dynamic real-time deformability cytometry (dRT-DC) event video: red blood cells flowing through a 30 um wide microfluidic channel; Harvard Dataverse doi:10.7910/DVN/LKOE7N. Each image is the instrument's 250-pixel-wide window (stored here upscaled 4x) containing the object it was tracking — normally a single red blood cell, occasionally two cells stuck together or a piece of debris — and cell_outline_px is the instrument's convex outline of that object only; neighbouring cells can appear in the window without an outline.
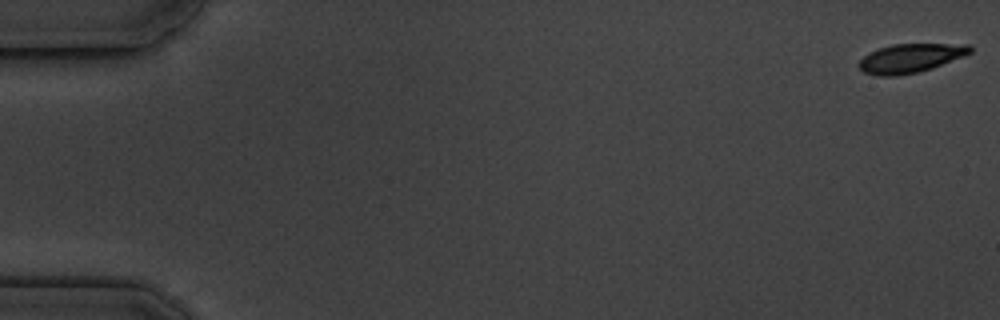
{"species": "common noctule bat (a hibernating species)", "species_latin": "Nyctalus noctula", "temperature_condition": "cold", "stored_images_in_passage": 6, "camera_frame_rate_fps": 3000, "um_per_image_px": 0.085, "animal": {"sex": "male", "body_mass_g": 19.5, "forearm_length_mm": 54.6}, "frame": {"image": 1, "passage_image": 1, "time_ms": 0.0, "image_size_px": [1000, 320], "cell_outline_px": [[972, 52], [964, 56], [932, 68], [916, 72], [896, 76], [876, 76], [864, 72], [856, 64], [864, 56], [880, 48], [892, 44], [968, 44], [972, 48]], "centroid_in_image_um": [77.38, 4.95], "position_along_channel_um": 7.6, "area_um2": 18.61}}
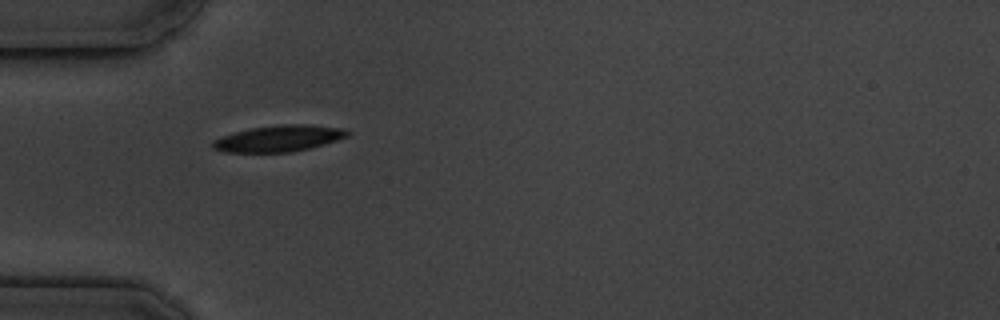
{"frame": {"image": 2, "passage_image": 5, "time_ms": 5.667, "image_size_px": [1000, 320], "cell_outline_px": [[352, 132], [348, 136], [324, 144], [292, 152], [224, 152], [212, 148], [212, 140], [236, 132], [252, 128], [280, 124], [312, 124], [344, 128]], "centroid_in_image_um": [23.74, 11.76], "position_along_channel_um": 61.3, "area_um2": 20.63}}